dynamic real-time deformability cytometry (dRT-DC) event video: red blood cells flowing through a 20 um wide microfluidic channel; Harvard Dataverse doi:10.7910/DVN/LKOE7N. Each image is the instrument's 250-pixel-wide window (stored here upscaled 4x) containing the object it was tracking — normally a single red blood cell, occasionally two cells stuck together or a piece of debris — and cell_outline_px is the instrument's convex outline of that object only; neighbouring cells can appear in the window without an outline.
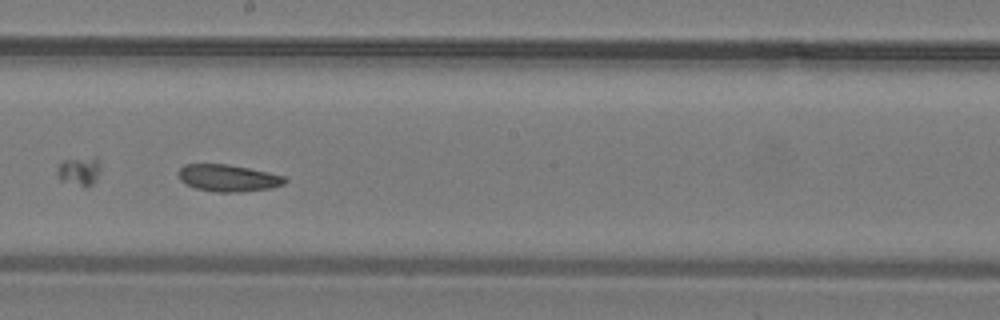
{"species": "common noctule bat (a hibernating species)", "species_latin": "Nyctalus noctula", "temperature_condition": "warm", "stored_images_in_passage": 25, "camera_frame_rate_fps": 3000, "um_per_image_px": 0.085, "animal": {"sex": "male", "body_mass_g": 19.2, "forearm_length_mm": 51.8}, "frame": {"image": 1, "passage_image": 11, "time_ms": 3.333, "image_size_px": [1000, 320], "cell_outline_px": [[288, 180], [284, 184], [272, 188], [236, 192], [216, 192], [196, 188], [184, 184], [180, 180], [176, 172], [184, 164], [228, 164], [268, 172], [284, 176]], "centroid_in_image_um": [19.36, 15.13], "position_along_channel_um": 228.8, "area_um2": 16.82}}
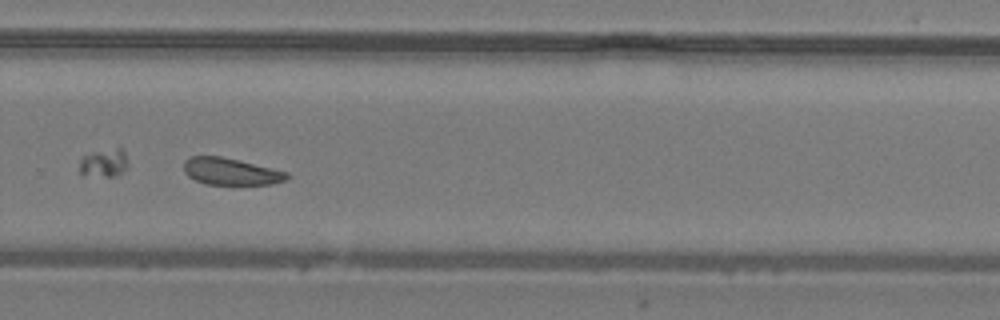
{"frame": {"image": 2, "passage_image": 15, "time_ms": 4.667, "image_size_px": [1000, 320], "cell_outline_px": [[292, 176], [288, 180], [272, 184], [208, 184], [196, 180], [188, 176], [184, 172], [184, 160], [192, 156], [220, 156], [240, 160], [288, 172]], "centroid_in_image_um": [19.66, 14.57], "position_along_channel_um": 310.1, "area_um2": 16.24}}